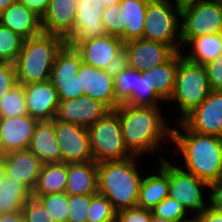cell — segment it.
<instances>
[{
	"instance_id": "obj_1",
	"label": "cell",
	"mask_w": 222,
	"mask_h": 222,
	"mask_svg": "<svg viewBox=\"0 0 222 222\" xmlns=\"http://www.w3.org/2000/svg\"><path fill=\"white\" fill-rule=\"evenodd\" d=\"M116 110L121 122L122 137L133 156L143 157L151 152L163 151L166 139H172V128L168 126L160 106L119 105Z\"/></svg>"
},
{
	"instance_id": "obj_2",
	"label": "cell",
	"mask_w": 222,
	"mask_h": 222,
	"mask_svg": "<svg viewBox=\"0 0 222 222\" xmlns=\"http://www.w3.org/2000/svg\"><path fill=\"white\" fill-rule=\"evenodd\" d=\"M172 127L171 141L182 154L183 170L192 173L208 184L222 177V138L191 131L182 121ZM179 128L181 130L179 131ZM183 131V134H182ZM183 159V160H182Z\"/></svg>"
},
{
	"instance_id": "obj_3",
	"label": "cell",
	"mask_w": 222,
	"mask_h": 222,
	"mask_svg": "<svg viewBox=\"0 0 222 222\" xmlns=\"http://www.w3.org/2000/svg\"><path fill=\"white\" fill-rule=\"evenodd\" d=\"M140 157L98 163V193L104 195L116 212L137 206L142 173ZM139 170V171H138Z\"/></svg>"
},
{
	"instance_id": "obj_4",
	"label": "cell",
	"mask_w": 222,
	"mask_h": 222,
	"mask_svg": "<svg viewBox=\"0 0 222 222\" xmlns=\"http://www.w3.org/2000/svg\"><path fill=\"white\" fill-rule=\"evenodd\" d=\"M66 39L56 34L42 33L27 38L14 65L17 83L31 84L50 80L53 64Z\"/></svg>"
},
{
	"instance_id": "obj_5",
	"label": "cell",
	"mask_w": 222,
	"mask_h": 222,
	"mask_svg": "<svg viewBox=\"0 0 222 222\" xmlns=\"http://www.w3.org/2000/svg\"><path fill=\"white\" fill-rule=\"evenodd\" d=\"M211 91L205 65L191 62L183 56L182 51L179 52L175 88L167 101L177 102L181 112L174 122L182 121L206 99Z\"/></svg>"
},
{
	"instance_id": "obj_6",
	"label": "cell",
	"mask_w": 222,
	"mask_h": 222,
	"mask_svg": "<svg viewBox=\"0 0 222 222\" xmlns=\"http://www.w3.org/2000/svg\"><path fill=\"white\" fill-rule=\"evenodd\" d=\"M179 20L181 6L173 0H149L142 38L170 45L176 52L184 51Z\"/></svg>"
},
{
	"instance_id": "obj_7",
	"label": "cell",
	"mask_w": 222,
	"mask_h": 222,
	"mask_svg": "<svg viewBox=\"0 0 222 222\" xmlns=\"http://www.w3.org/2000/svg\"><path fill=\"white\" fill-rule=\"evenodd\" d=\"M87 129L96 163L122 161L133 157L124 144L119 113L116 109L109 110Z\"/></svg>"
},
{
	"instance_id": "obj_8",
	"label": "cell",
	"mask_w": 222,
	"mask_h": 222,
	"mask_svg": "<svg viewBox=\"0 0 222 222\" xmlns=\"http://www.w3.org/2000/svg\"><path fill=\"white\" fill-rule=\"evenodd\" d=\"M181 40L222 33V0H197L181 6Z\"/></svg>"
},
{
	"instance_id": "obj_9",
	"label": "cell",
	"mask_w": 222,
	"mask_h": 222,
	"mask_svg": "<svg viewBox=\"0 0 222 222\" xmlns=\"http://www.w3.org/2000/svg\"><path fill=\"white\" fill-rule=\"evenodd\" d=\"M206 188H209L206 181L183 170L180 165H172L169 161L168 197L177 200L187 211L193 210V214H199L209 206L201 190Z\"/></svg>"
},
{
	"instance_id": "obj_10",
	"label": "cell",
	"mask_w": 222,
	"mask_h": 222,
	"mask_svg": "<svg viewBox=\"0 0 222 222\" xmlns=\"http://www.w3.org/2000/svg\"><path fill=\"white\" fill-rule=\"evenodd\" d=\"M81 64V55L75 48L65 44L58 52L50 81L55 87L60 101L84 95L83 90H80L79 76H77Z\"/></svg>"
},
{
	"instance_id": "obj_11",
	"label": "cell",
	"mask_w": 222,
	"mask_h": 222,
	"mask_svg": "<svg viewBox=\"0 0 222 222\" xmlns=\"http://www.w3.org/2000/svg\"><path fill=\"white\" fill-rule=\"evenodd\" d=\"M82 62L95 68L114 71L123 63L124 42L120 37L106 34L80 43L75 48Z\"/></svg>"
},
{
	"instance_id": "obj_12",
	"label": "cell",
	"mask_w": 222,
	"mask_h": 222,
	"mask_svg": "<svg viewBox=\"0 0 222 222\" xmlns=\"http://www.w3.org/2000/svg\"><path fill=\"white\" fill-rule=\"evenodd\" d=\"M55 133L62 153V163L94 161L86 127L55 118Z\"/></svg>"
},
{
	"instance_id": "obj_13",
	"label": "cell",
	"mask_w": 222,
	"mask_h": 222,
	"mask_svg": "<svg viewBox=\"0 0 222 222\" xmlns=\"http://www.w3.org/2000/svg\"><path fill=\"white\" fill-rule=\"evenodd\" d=\"M175 53L170 45L141 38L124 43L123 62L142 72L167 62Z\"/></svg>"
},
{
	"instance_id": "obj_14",
	"label": "cell",
	"mask_w": 222,
	"mask_h": 222,
	"mask_svg": "<svg viewBox=\"0 0 222 222\" xmlns=\"http://www.w3.org/2000/svg\"><path fill=\"white\" fill-rule=\"evenodd\" d=\"M104 9L102 0H78L73 34L66 44L76 48L80 43L106 35L101 19Z\"/></svg>"
},
{
	"instance_id": "obj_15",
	"label": "cell",
	"mask_w": 222,
	"mask_h": 222,
	"mask_svg": "<svg viewBox=\"0 0 222 222\" xmlns=\"http://www.w3.org/2000/svg\"><path fill=\"white\" fill-rule=\"evenodd\" d=\"M182 122L193 132L222 138V91H211Z\"/></svg>"
},
{
	"instance_id": "obj_16",
	"label": "cell",
	"mask_w": 222,
	"mask_h": 222,
	"mask_svg": "<svg viewBox=\"0 0 222 222\" xmlns=\"http://www.w3.org/2000/svg\"><path fill=\"white\" fill-rule=\"evenodd\" d=\"M38 122L29 114L0 118V156L29 149Z\"/></svg>"
},
{
	"instance_id": "obj_17",
	"label": "cell",
	"mask_w": 222,
	"mask_h": 222,
	"mask_svg": "<svg viewBox=\"0 0 222 222\" xmlns=\"http://www.w3.org/2000/svg\"><path fill=\"white\" fill-rule=\"evenodd\" d=\"M80 90L93 99L115 110V87L113 71L95 68L82 62L79 71Z\"/></svg>"
},
{
	"instance_id": "obj_18",
	"label": "cell",
	"mask_w": 222,
	"mask_h": 222,
	"mask_svg": "<svg viewBox=\"0 0 222 222\" xmlns=\"http://www.w3.org/2000/svg\"><path fill=\"white\" fill-rule=\"evenodd\" d=\"M109 110L101 101L84 94L75 99L60 101L55 118L88 128Z\"/></svg>"
},
{
	"instance_id": "obj_19",
	"label": "cell",
	"mask_w": 222,
	"mask_h": 222,
	"mask_svg": "<svg viewBox=\"0 0 222 222\" xmlns=\"http://www.w3.org/2000/svg\"><path fill=\"white\" fill-rule=\"evenodd\" d=\"M23 86L28 114L39 121L53 120L60 100L52 82L47 80Z\"/></svg>"
},
{
	"instance_id": "obj_20",
	"label": "cell",
	"mask_w": 222,
	"mask_h": 222,
	"mask_svg": "<svg viewBox=\"0 0 222 222\" xmlns=\"http://www.w3.org/2000/svg\"><path fill=\"white\" fill-rule=\"evenodd\" d=\"M1 157L5 164L6 176L33 192L44 163L29 149L12 151Z\"/></svg>"
},
{
	"instance_id": "obj_21",
	"label": "cell",
	"mask_w": 222,
	"mask_h": 222,
	"mask_svg": "<svg viewBox=\"0 0 222 222\" xmlns=\"http://www.w3.org/2000/svg\"><path fill=\"white\" fill-rule=\"evenodd\" d=\"M149 0H121L115 26V36L124 43L141 39Z\"/></svg>"
},
{
	"instance_id": "obj_22",
	"label": "cell",
	"mask_w": 222,
	"mask_h": 222,
	"mask_svg": "<svg viewBox=\"0 0 222 222\" xmlns=\"http://www.w3.org/2000/svg\"><path fill=\"white\" fill-rule=\"evenodd\" d=\"M78 0H50L41 18L43 33L56 34L66 40L73 34Z\"/></svg>"
},
{
	"instance_id": "obj_23",
	"label": "cell",
	"mask_w": 222,
	"mask_h": 222,
	"mask_svg": "<svg viewBox=\"0 0 222 222\" xmlns=\"http://www.w3.org/2000/svg\"><path fill=\"white\" fill-rule=\"evenodd\" d=\"M157 174L145 175L140 184L137 206L153 210L169 193V162L158 157Z\"/></svg>"
},
{
	"instance_id": "obj_24",
	"label": "cell",
	"mask_w": 222,
	"mask_h": 222,
	"mask_svg": "<svg viewBox=\"0 0 222 222\" xmlns=\"http://www.w3.org/2000/svg\"><path fill=\"white\" fill-rule=\"evenodd\" d=\"M0 24L23 38H32L43 33L41 17L16 0L0 13Z\"/></svg>"
},
{
	"instance_id": "obj_25",
	"label": "cell",
	"mask_w": 222,
	"mask_h": 222,
	"mask_svg": "<svg viewBox=\"0 0 222 222\" xmlns=\"http://www.w3.org/2000/svg\"><path fill=\"white\" fill-rule=\"evenodd\" d=\"M65 193L68 196L98 193V163L95 161L67 163Z\"/></svg>"
},
{
	"instance_id": "obj_26",
	"label": "cell",
	"mask_w": 222,
	"mask_h": 222,
	"mask_svg": "<svg viewBox=\"0 0 222 222\" xmlns=\"http://www.w3.org/2000/svg\"><path fill=\"white\" fill-rule=\"evenodd\" d=\"M29 150L44 164L62 163V153L55 133V118L50 121L38 122Z\"/></svg>"
},
{
	"instance_id": "obj_27",
	"label": "cell",
	"mask_w": 222,
	"mask_h": 222,
	"mask_svg": "<svg viewBox=\"0 0 222 222\" xmlns=\"http://www.w3.org/2000/svg\"><path fill=\"white\" fill-rule=\"evenodd\" d=\"M67 183V163H45L39 173L33 196L63 193Z\"/></svg>"
},
{
	"instance_id": "obj_28",
	"label": "cell",
	"mask_w": 222,
	"mask_h": 222,
	"mask_svg": "<svg viewBox=\"0 0 222 222\" xmlns=\"http://www.w3.org/2000/svg\"><path fill=\"white\" fill-rule=\"evenodd\" d=\"M188 45L191 50L189 53L182 51L183 56L191 62L205 65L222 54V33L194 37L185 46Z\"/></svg>"
},
{
	"instance_id": "obj_29",
	"label": "cell",
	"mask_w": 222,
	"mask_h": 222,
	"mask_svg": "<svg viewBox=\"0 0 222 222\" xmlns=\"http://www.w3.org/2000/svg\"><path fill=\"white\" fill-rule=\"evenodd\" d=\"M178 64L179 52H176L167 62L147 70L151 83L156 87V93L164 102L173 94Z\"/></svg>"
},
{
	"instance_id": "obj_30",
	"label": "cell",
	"mask_w": 222,
	"mask_h": 222,
	"mask_svg": "<svg viewBox=\"0 0 222 222\" xmlns=\"http://www.w3.org/2000/svg\"><path fill=\"white\" fill-rule=\"evenodd\" d=\"M31 195L25 185L5 176L0 187V213L21 211Z\"/></svg>"
},
{
	"instance_id": "obj_31",
	"label": "cell",
	"mask_w": 222,
	"mask_h": 222,
	"mask_svg": "<svg viewBox=\"0 0 222 222\" xmlns=\"http://www.w3.org/2000/svg\"><path fill=\"white\" fill-rule=\"evenodd\" d=\"M141 71L135 70L124 62L113 71L115 87V109L126 104L135 88L136 76Z\"/></svg>"
},
{
	"instance_id": "obj_32",
	"label": "cell",
	"mask_w": 222,
	"mask_h": 222,
	"mask_svg": "<svg viewBox=\"0 0 222 222\" xmlns=\"http://www.w3.org/2000/svg\"><path fill=\"white\" fill-rule=\"evenodd\" d=\"M164 100L156 93V87L150 81L149 72L142 71L136 76L135 88L130 100L126 103L132 106H159Z\"/></svg>"
},
{
	"instance_id": "obj_33",
	"label": "cell",
	"mask_w": 222,
	"mask_h": 222,
	"mask_svg": "<svg viewBox=\"0 0 222 222\" xmlns=\"http://www.w3.org/2000/svg\"><path fill=\"white\" fill-rule=\"evenodd\" d=\"M28 114L23 84L17 83L0 99V118Z\"/></svg>"
},
{
	"instance_id": "obj_34",
	"label": "cell",
	"mask_w": 222,
	"mask_h": 222,
	"mask_svg": "<svg viewBox=\"0 0 222 222\" xmlns=\"http://www.w3.org/2000/svg\"><path fill=\"white\" fill-rule=\"evenodd\" d=\"M25 38L0 24V62L15 63Z\"/></svg>"
},
{
	"instance_id": "obj_35",
	"label": "cell",
	"mask_w": 222,
	"mask_h": 222,
	"mask_svg": "<svg viewBox=\"0 0 222 222\" xmlns=\"http://www.w3.org/2000/svg\"><path fill=\"white\" fill-rule=\"evenodd\" d=\"M87 222H116V211L104 195L100 193L92 195Z\"/></svg>"
},
{
	"instance_id": "obj_36",
	"label": "cell",
	"mask_w": 222,
	"mask_h": 222,
	"mask_svg": "<svg viewBox=\"0 0 222 222\" xmlns=\"http://www.w3.org/2000/svg\"><path fill=\"white\" fill-rule=\"evenodd\" d=\"M55 222H67L69 216V196L63 193L36 196Z\"/></svg>"
},
{
	"instance_id": "obj_37",
	"label": "cell",
	"mask_w": 222,
	"mask_h": 222,
	"mask_svg": "<svg viewBox=\"0 0 222 222\" xmlns=\"http://www.w3.org/2000/svg\"><path fill=\"white\" fill-rule=\"evenodd\" d=\"M188 212L190 214L177 200L166 197L152 210V215L180 222Z\"/></svg>"
},
{
	"instance_id": "obj_38",
	"label": "cell",
	"mask_w": 222,
	"mask_h": 222,
	"mask_svg": "<svg viewBox=\"0 0 222 222\" xmlns=\"http://www.w3.org/2000/svg\"><path fill=\"white\" fill-rule=\"evenodd\" d=\"M25 222H55L40 199L31 195L22 208Z\"/></svg>"
},
{
	"instance_id": "obj_39",
	"label": "cell",
	"mask_w": 222,
	"mask_h": 222,
	"mask_svg": "<svg viewBox=\"0 0 222 222\" xmlns=\"http://www.w3.org/2000/svg\"><path fill=\"white\" fill-rule=\"evenodd\" d=\"M92 195L69 196V216L67 222H87Z\"/></svg>"
},
{
	"instance_id": "obj_40",
	"label": "cell",
	"mask_w": 222,
	"mask_h": 222,
	"mask_svg": "<svg viewBox=\"0 0 222 222\" xmlns=\"http://www.w3.org/2000/svg\"><path fill=\"white\" fill-rule=\"evenodd\" d=\"M152 211L139 206L116 212V222H151Z\"/></svg>"
},
{
	"instance_id": "obj_41",
	"label": "cell",
	"mask_w": 222,
	"mask_h": 222,
	"mask_svg": "<svg viewBox=\"0 0 222 222\" xmlns=\"http://www.w3.org/2000/svg\"><path fill=\"white\" fill-rule=\"evenodd\" d=\"M16 84L15 65L9 62H0V99Z\"/></svg>"
},
{
	"instance_id": "obj_42",
	"label": "cell",
	"mask_w": 222,
	"mask_h": 222,
	"mask_svg": "<svg viewBox=\"0 0 222 222\" xmlns=\"http://www.w3.org/2000/svg\"><path fill=\"white\" fill-rule=\"evenodd\" d=\"M212 91H222V54L205 64Z\"/></svg>"
},
{
	"instance_id": "obj_43",
	"label": "cell",
	"mask_w": 222,
	"mask_h": 222,
	"mask_svg": "<svg viewBox=\"0 0 222 222\" xmlns=\"http://www.w3.org/2000/svg\"><path fill=\"white\" fill-rule=\"evenodd\" d=\"M120 4L111 5L105 8L102 13V23L107 31V34L115 36L116 20L118 18Z\"/></svg>"
},
{
	"instance_id": "obj_44",
	"label": "cell",
	"mask_w": 222,
	"mask_h": 222,
	"mask_svg": "<svg viewBox=\"0 0 222 222\" xmlns=\"http://www.w3.org/2000/svg\"><path fill=\"white\" fill-rule=\"evenodd\" d=\"M208 202L209 207L215 210L222 211V177L217 181L209 184Z\"/></svg>"
},
{
	"instance_id": "obj_45",
	"label": "cell",
	"mask_w": 222,
	"mask_h": 222,
	"mask_svg": "<svg viewBox=\"0 0 222 222\" xmlns=\"http://www.w3.org/2000/svg\"><path fill=\"white\" fill-rule=\"evenodd\" d=\"M29 10L35 12L39 17L46 13L50 0H18Z\"/></svg>"
},
{
	"instance_id": "obj_46",
	"label": "cell",
	"mask_w": 222,
	"mask_h": 222,
	"mask_svg": "<svg viewBox=\"0 0 222 222\" xmlns=\"http://www.w3.org/2000/svg\"><path fill=\"white\" fill-rule=\"evenodd\" d=\"M196 215L201 222H222V211L212 209L209 206L203 212Z\"/></svg>"
},
{
	"instance_id": "obj_47",
	"label": "cell",
	"mask_w": 222,
	"mask_h": 222,
	"mask_svg": "<svg viewBox=\"0 0 222 222\" xmlns=\"http://www.w3.org/2000/svg\"><path fill=\"white\" fill-rule=\"evenodd\" d=\"M0 222H25L22 210L0 213Z\"/></svg>"
},
{
	"instance_id": "obj_48",
	"label": "cell",
	"mask_w": 222,
	"mask_h": 222,
	"mask_svg": "<svg viewBox=\"0 0 222 222\" xmlns=\"http://www.w3.org/2000/svg\"><path fill=\"white\" fill-rule=\"evenodd\" d=\"M5 176H6L5 164L3 158L0 156V187H1V182L4 181Z\"/></svg>"
},
{
	"instance_id": "obj_49",
	"label": "cell",
	"mask_w": 222,
	"mask_h": 222,
	"mask_svg": "<svg viewBox=\"0 0 222 222\" xmlns=\"http://www.w3.org/2000/svg\"><path fill=\"white\" fill-rule=\"evenodd\" d=\"M16 0H0V13L5 10L8 6L13 4Z\"/></svg>"
},
{
	"instance_id": "obj_50",
	"label": "cell",
	"mask_w": 222,
	"mask_h": 222,
	"mask_svg": "<svg viewBox=\"0 0 222 222\" xmlns=\"http://www.w3.org/2000/svg\"><path fill=\"white\" fill-rule=\"evenodd\" d=\"M121 0H102V4L105 8H108L111 5H117Z\"/></svg>"
},
{
	"instance_id": "obj_51",
	"label": "cell",
	"mask_w": 222,
	"mask_h": 222,
	"mask_svg": "<svg viewBox=\"0 0 222 222\" xmlns=\"http://www.w3.org/2000/svg\"><path fill=\"white\" fill-rule=\"evenodd\" d=\"M151 222H176V221H172V220H168V219H165V218H161V217L152 215Z\"/></svg>"
},
{
	"instance_id": "obj_52",
	"label": "cell",
	"mask_w": 222,
	"mask_h": 222,
	"mask_svg": "<svg viewBox=\"0 0 222 222\" xmlns=\"http://www.w3.org/2000/svg\"><path fill=\"white\" fill-rule=\"evenodd\" d=\"M192 218L188 219V218H185V219H182L180 222H201L200 218L194 214L191 216Z\"/></svg>"
},
{
	"instance_id": "obj_53",
	"label": "cell",
	"mask_w": 222,
	"mask_h": 222,
	"mask_svg": "<svg viewBox=\"0 0 222 222\" xmlns=\"http://www.w3.org/2000/svg\"><path fill=\"white\" fill-rule=\"evenodd\" d=\"M175 4H178L180 6L184 5V4H187V3H190V2H193V1H197V0H174Z\"/></svg>"
}]
</instances>
